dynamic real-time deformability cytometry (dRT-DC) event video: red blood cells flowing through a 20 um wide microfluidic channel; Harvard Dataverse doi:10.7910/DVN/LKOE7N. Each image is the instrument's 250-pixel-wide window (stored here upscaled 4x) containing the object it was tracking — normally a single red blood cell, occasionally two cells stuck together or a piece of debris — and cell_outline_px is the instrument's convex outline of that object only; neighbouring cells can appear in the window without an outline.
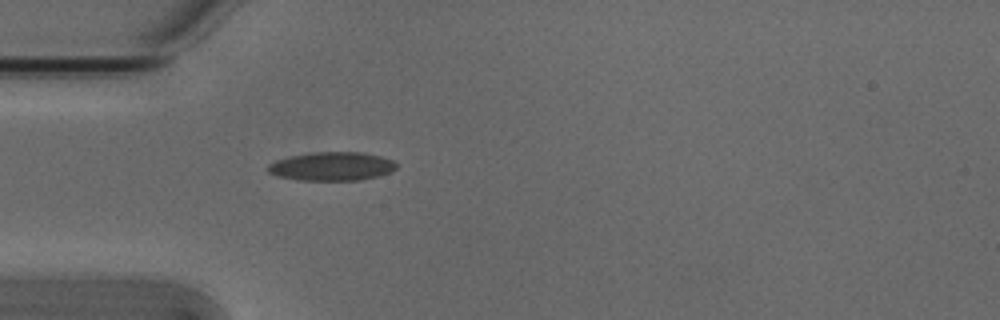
{"species": "Egyptian fruit bat (a non-hibernating species)", "species_latin": "Rousettus aegyptiacus", "temperature_condition": "cold", "stored_images_in_passage": 3, "camera_frame_rate_fps": 3000, "um_per_image_px": 0.085, "animal": {"sex": "male"}, "frame": {"image": 1, "passage_image": 3, "time_ms": 0.667, "image_size_px": [1000, 320], "cell_outline_px": [[396, 168], [392, 172], [380, 176], [360, 180], [300, 180], [276, 176], [268, 172], [268, 164], [276, 160], [292, 156], [312, 152], [364, 152], [380, 156], [392, 160], [396, 164]], "centroid_in_image_um": [28.23, 14.14], "position_along_channel_um": 56.8, "area_um2": 21.5}}